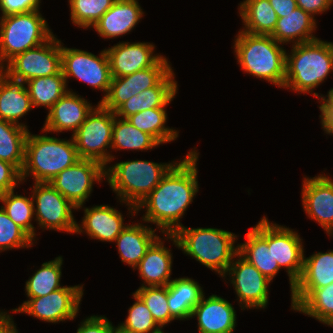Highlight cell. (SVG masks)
Wrapping results in <instances>:
<instances>
[{
	"label": "cell",
	"instance_id": "7dc6e473",
	"mask_svg": "<svg viewBox=\"0 0 333 333\" xmlns=\"http://www.w3.org/2000/svg\"><path fill=\"white\" fill-rule=\"evenodd\" d=\"M297 7L311 14L314 18L316 14H322L333 6V0H296Z\"/></svg>",
	"mask_w": 333,
	"mask_h": 333
},
{
	"label": "cell",
	"instance_id": "d4e9b609",
	"mask_svg": "<svg viewBox=\"0 0 333 333\" xmlns=\"http://www.w3.org/2000/svg\"><path fill=\"white\" fill-rule=\"evenodd\" d=\"M163 238L159 237L147 250L134 270L139 271L143 280L140 287L167 286L171 279L173 255L168 247L164 246ZM146 284V285H145Z\"/></svg>",
	"mask_w": 333,
	"mask_h": 333
},
{
	"label": "cell",
	"instance_id": "816d5d0a",
	"mask_svg": "<svg viewBox=\"0 0 333 333\" xmlns=\"http://www.w3.org/2000/svg\"><path fill=\"white\" fill-rule=\"evenodd\" d=\"M116 333H123V332H121L119 329L116 331Z\"/></svg>",
	"mask_w": 333,
	"mask_h": 333
},
{
	"label": "cell",
	"instance_id": "f907efd6",
	"mask_svg": "<svg viewBox=\"0 0 333 333\" xmlns=\"http://www.w3.org/2000/svg\"><path fill=\"white\" fill-rule=\"evenodd\" d=\"M6 314V312L0 310V319Z\"/></svg>",
	"mask_w": 333,
	"mask_h": 333
},
{
	"label": "cell",
	"instance_id": "d6986e66",
	"mask_svg": "<svg viewBox=\"0 0 333 333\" xmlns=\"http://www.w3.org/2000/svg\"><path fill=\"white\" fill-rule=\"evenodd\" d=\"M155 45L150 42H119L105 48L112 77H122L153 66L163 55L154 54Z\"/></svg>",
	"mask_w": 333,
	"mask_h": 333
},
{
	"label": "cell",
	"instance_id": "b9f144b4",
	"mask_svg": "<svg viewBox=\"0 0 333 333\" xmlns=\"http://www.w3.org/2000/svg\"><path fill=\"white\" fill-rule=\"evenodd\" d=\"M34 240L14 223L0 206V253L12 249L29 248Z\"/></svg>",
	"mask_w": 333,
	"mask_h": 333
},
{
	"label": "cell",
	"instance_id": "9a60e30c",
	"mask_svg": "<svg viewBox=\"0 0 333 333\" xmlns=\"http://www.w3.org/2000/svg\"><path fill=\"white\" fill-rule=\"evenodd\" d=\"M171 70L170 62L162 56L149 68L122 77H112L106 97L98 103L115 112L132 96L156 86Z\"/></svg>",
	"mask_w": 333,
	"mask_h": 333
},
{
	"label": "cell",
	"instance_id": "836d02e7",
	"mask_svg": "<svg viewBox=\"0 0 333 333\" xmlns=\"http://www.w3.org/2000/svg\"><path fill=\"white\" fill-rule=\"evenodd\" d=\"M28 133V129L0 119V160L13 164L20 172Z\"/></svg>",
	"mask_w": 333,
	"mask_h": 333
},
{
	"label": "cell",
	"instance_id": "4fadbf2b",
	"mask_svg": "<svg viewBox=\"0 0 333 333\" xmlns=\"http://www.w3.org/2000/svg\"><path fill=\"white\" fill-rule=\"evenodd\" d=\"M227 276L235 290L241 310L267 307L271 281L239 253L222 278Z\"/></svg>",
	"mask_w": 333,
	"mask_h": 333
},
{
	"label": "cell",
	"instance_id": "681fc988",
	"mask_svg": "<svg viewBox=\"0 0 333 333\" xmlns=\"http://www.w3.org/2000/svg\"><path fill=\"white\" fill-rule=\"evenodd\" d=\"M0 333H18L13 321V315L6 311V314L0 319Z\"/></svg>",
	"mask_w": 333,
	"mask_h": 333
},
{
	"label": "cell",
	"instance_id": "74e56055",
	"mask_svg": "<svg viewBox=\"0 0 333 333\" xmlns=\"http://www.w3.org/2000/svg\"><path fill=\"white\" fill-rule=\"evenodd\" d=\"M15 190L8 191L0 195L2 209L10 219L20 226L34 241L36 240V227L32 224L34 217V203L32 195L26 197L14 193Z\"/></svg>",
	"mask_w": 333,
	"mask_h": 333
},
{
	"label": "cell",
	"instance_id": "5b68a950",
	"mask_svg": "<svg viewBox=\"0 0 333 333\" xmlns=\"http://www.w3.org/2000/svg\"><path fill=\"white\" fill-rule=\"evenodd\" d=\"M177 161L155 163L148 160L122 161L105 167V177L120 203L128 206L131 216L138 204L160 183Z\"/></svg>",
	"mask_w": 333,
	"mask_h": 333
},
{
	"label": "cell",
	"instance_id": "7c38bea8",
	"mask_svg": "<svg viewBox=\"0 0 333 333\" xmlns=\"http://www.w3.org/2000/svg\"><path fill=\"white\" fill-rule=\"evenodd\" d=\"M83 292V285L63 286L46 296L29 298L11 311L25 313L54 324L66 320L73 321L79 313Z\"/></svg>",
	"mask_w": 333,
	"mask_h": 333
},
{
	"label": "cell",
	"instance_id": "c3c4849f",
	"mask_svg": "<svg viewBox=\"0 0 333 333\" xmlns=\"http://www.w3.org/2000/svg\"><path fill=\"white\" fill-rule=\"evenodd\" d=\"M278 18L284 17L297 7L296 0H269Z\"/></svg>",
	"mask_w": 333,
	"mask_h": 333
},
{
	"label": "cell",
	"instance_id": "6da1fadb",
	"mask_svg": "<svg viewBox=\"0 0 333 333\" xmlns=\"http://www.w3.org/2000/svg\"><path fill=\"white\" fill-rule=\"evenodd\" d=\"M198 159L199 152L194 148L170 168L136 207L137 213L146 211L141 221L155 224L162 234H174L183 226L180 220L199 191Z\"/></svg>",
	"mask_w": 333,
	"mask_h": 333
},
{
	"label": "cell",
	"instance_id": "83f0119b",
	"mask_svg": "<svg viewBox=\"0 0 333 333\" xmlns=\"http://www.w3.org/2000/svg\"><path fill=\"white\" fill-rule=\"evenodd\" d=\"M32 108L25 83L11 80L0 71V119L28 129L27 125L18 120Z\"/></svg>",
	"mask_w": 333,
	"mask_h": 333
},
{
	"label": "cell",
	"instance_id": "484cf974",
	"mask_svg": "<svg viewBox=\"0 0 333 333\" xmlns=\"http://www.w3.org/2000/svg\"><path fill=\"white\" fill-rule=\"evenodd\" d=\"M291 310L333 327V283L317 289H294Z\"/></svg>",
	"mask_w": 333,
	"mask_h": 333
},
{
	"label": "cell",
	"instance_id": "f546056e",
	"mask_svg": "<svg viewBox=\"0 0 333 333\" xmlns=\"http://www.w3.org/2000/svg\"><path fill=\"white\" fill-rule=\"evenodd\" d=\"M168 307L176 320H190L193 308L205 294L197 281L188 277L173 279L168 285Z\"/></svg>",
	"mask_w": 333,
	"mask_h": 333
},
{
	"label": "cell",
	"instance_id": "7bdbcfd3",
	"mask_svg": "<svg viewBox=\"0 0 333 333\" xmlns=\"http://www.w3.org/2000/svg\"><path fill=\"white\" fill-rule=\"evenodd\" d=\"M80 322L76 333H116L117 327L108 320L104 315H92Z\"/></svg>",
	"mask_w": 333,
	"mask_h": 333
},
{
	"label": "cell",
	"instance_id": "52a82bcc",
	"mask_svg": "<svg viewBox=\"0 0 333 333\" xmlns=\"http://www.w3.org/2000/svg\"><path fill=\"white\" fill-rule=\"evenodd\" d=\"M40 10L0 17V69L15 55L53 36Z\"/></svg>",
	"mask_w": 333,
	"mask_h": 333
},
{
	"label": "cell",
	"instance_id": "1f68e13d",
	"mask_svg": "<svg viewBox=\"0 0 333 333\" xmlns=\"http://www.w3.org/2000/svg\"><path fill=\"white\" fill-rule=\"evenodd\" d=\"M333 283V250L305 257L303 271L294 289H317Z\"/></svg>",
	"mask_w": 333,
	"mask_h": 333
},
{
	"label": "cell",
	"instance_id": "8d00e7d4",
	"mask_svg": "<svg viewBox=\"0 0 333 333\" xmlns=\"http://www.w3.org/2000/svg\"><path fill=\"white\" fill-rule=\"evenodd\" d=\"M62 256L45 262L41 268L25 282V293L28 298H37L50 294L63 286L60 284L62 277Z\"/></svg>",
	"mask_w": 333,
	"mask_h": 333
},
{
	"label": "cell",
	"instance_id": "cb8c5ba5",
	"mask_svg": "<svg viewBox=\"0 0 333 333\" xmlns=\"http://www.w3.org/2000/svg\"><path fill=\"white\" fill-rule=\"evenodd\" d=\"M177 90L178 84L172 69L156 86L129 98L114 112L115 116L126 119L147 109L166 107L175 98Z\"/></svg>",
	"mask_w": 333,
	"mask_h": 333
},
{
	"label": "cell",
	"instance_id": "ee69618b",
	"mask_svg": "<svg viewBox=\"0 0 333 333\" xmlns=\"http://www.w3.org/2000/svg\"><path fill=\"white\" fill-rule=\"evenodd\" d=\"M20 183L21 172L13 164L0 160V195L14 190Z\"/></svg>",
	"mask_w": 333,
	"mask_h": 333
},
{
	"label": "cell",
	"instance_id": "7402d4cb",
	"mask_svg": "<svg viewBox=\"0 0 333 333\" xmlns=\"http://www.w3.org/2000/svg\"><path fill=\"white\" fill-rule=\"evenodd\" d=\"M82 224H76L75 233H85L91 239L114 242L128 224H124L123 214L110 205L84 207Z\"/></svg>",
	"mask_w": 333,
	"mask_h": 333
},
{
	"label": "cell",
	"instance_id": "5bb4252c",
	"mask_svg": "<svg viewBox=\"0 0 333 333\" xmlns=\"http://www.w3.org/2000/svg\"><path fill=\"white\" fill-rule=\"evenodd\" d=\"M105 178V167L101 163L80 159L60 172L49 183L78 210L88 201L95 182L101 183Z\"/></svg>",
	"mask_w": 333,
	"mask_h": 333
},
{
	"label": "cell",
	"instance_id": "ba28073f",
	"mask_svg": "<svg viewBox=\"0 0 333 333\" xmlns=\"http://www.w3.org/2000/svg\"><path fill=\"white\" fill-rule=\"evenodd\" d=\"M113 125L114 112L98 103L78 130L72 134L80 159L94 160L104 167L113 162L115 155L113 156L110 153L112 151H109L112 144Z\"/></svg>",
	"mask_w": 333,
	"mask_h": 333
},
{
	"label": "cell",
	"instance_id": "d6a6232c",
	"mask_svg": "<svg viewBox=\"0 0 333 333\" xmlns=\"http://www.w3.org/2000/svg\"><path fill=\"white\" fill-rule=\"evenodd\" d=\"M32 107H44L49 110L70 89L61 71L51 76L37 77L25 82Z\"/></svg>",
	"mask_w": 333,
	"mask_h": 333
},
{
	"label": "cell",
	"instance_id": "603a6c76",
	"mask_svg": "<svg viewBox=\"0 0 333 333\" xmlns=\"http://www.w3.org/2000/svg\"><path fill=\"white\" fill-rule=\"evenodd\" d=\"M138 0H116L92 28L104 39L129 34L143 18Z\"/></svg>",
	"mask_w": 333,
	"mask_h": 333
},
{
	"label": "cell",
	"instance_id": "4316f807",
	"mask_svg": "<svg viewBox=\"0 0 333 333\" xmlns=\"http://www.w3.org/2000/svg\"><path fill=\"white\" fill-rule=\"evenodd\" d=\"M155 231L157 229L142 223L128 224L114 241L121 261L134 270L150 246L160 237Z\"/></svg>",
	"mask_w": 333,
	"mask_h": 333
},
{
	"label": "cell",
	"instance_id": "ac0fdd59",
	"mask_svg": "<svg viewBox=\"0 0 333 333\" xmlns=\"http://www.w3.org/2000/svg\"><path fill=\"white\" fill-rule=\"evenodd\" d=\"M289 227L272 223V255L279 268L286 269L290 291L301 277L304 262V245L298 232Z\"/></svg>",
	"mask_w": 333,
	"mask_h": 333
},
{
	"label": "cell",
	"instance_id": "ab89813d",
	"mask_svg": "<svg viewBox=\"0 0 333 333\" xmlns=\"http://www.w3.org/2000/svg\"><path fill=\"white\" fill-rule=\"evenodd\" d=\"M116 0H68L72 24L92 28Z\"/></svg>",
	"mask_w": 333,
	"mask_h": 333
},
{
	"label": "cell",
	"instance_id": "2e32d148",
	"mask_svg": "<svg viewBox=\"0 0 333 333\" xmlns=\"http://www.w3.org/2000/svg\"><path fill=\"white\" fill-rule=\"evenodd\" d=\"M327 175L304 177L302 206L306 215L318 222L328 236L333 237V180Z\"/></svg>",
	"mask_w": 333,
	"mask_h": 333
},
{
	"label": "cell",
	"instance_id": "277c9868",
	"mask_svg": "<svg viewBox=\"0 0 333 333\" xmlns=\"http://www.w3.org/2000/svg\"><path fill=\"white\" fill-rule=\"evenodd\" d=\"M234 53L242 71L284 88L286 50L271 35H254L238 31Z\"/></svg>",
	"mask_w": 333,
	"mask_h": 333
},
{
	"label": "cell",
	"instance_id": "e575fe53",
	"mask_svg": "<svg viewBox=\"0 0 333 333\" xmlns=\"http://www.w3.org/2000/svg\"><path fill=\"white\" fill-rule=\"evenodd\" d=\"M161 144L150 134L140 131L127 119L119 118L114 113L111 149L147 151Z\"/></svg>",
	"mask_w": 333,
	"mask_h": 333
},
{
	"label": "cell",
	"instance_id": "8fae6325",
	"mask_svg": "<svg viewBox=\"0 0 333 333\" xmlns=\"http://www.w3.org/2000/svg\"><path fill=\"white\" fill-rule=\"evenodd\" d=\"M31 195L34 203L35 221L42 230L74 233L77 221L73 210L77 208L49 182L34 183Z\"/></svg>",
	"mask_w": 333,
	"mask_h": 333
},
{
	"label": "cell",
	"instance_id": "f35d334b",
	"mask_svg": "<svg viewBox=\"0 0 333 333\" xmlns=\"http://www.w3.org/2000/svg\"><path fill=\"white\" fill-rule=\"evenodd\" d=\"M132 296L135 302L128 309L126 320L118 324V329L123 333H163L143 300L136 293Z\"/></svg>",
	"mask_w": 333,
	"mask_h": 333
},
{
	"label": "cell",
	"instance_id": "f6af8a7d",
	"mask_svg": "<svg viewBox=\"0 0 333 333\" xmlns=\"http://www.w3.org/2000/svg\"><path fill=\"white\" fill-rule=\"evenodd\" d=\"M40 1L41 0H0L1 17L39 10Z\"/></svg>",
	"mask_w": 333,
	"mask_h": 333
},
{
	"label": "cell",
	"instance_id": "4dcf8cb0",
	"mask_svg": "<svg viewBox=\"0 0 333 333\" xmlns=\"http://www.w3.org/2000/svg\"><path fill=\"white\" fill-rule=\"evenodd\" d=\"M242 31L254 35H271L278 16L269 0H243L238 6Z\"/></svg>",
	"mask_w": 333,
	"mask_h": 333
},
{
	"label": "cell",
	"instance_id": "f1b7e54d",
	"mask_svg": "<svg viewBox=\"0 0 333 333\" xmlns=\"http://www.w3.org/2000/svg\"><path fill=\"white\" fill-rule=\"evenodd\" d=\"M316 28V19L300 7H296L294 11L278 18L271 36L282 45H297L318 39L313 34Z\"/></svg>",
	"mask_w": 333,
	"mask_h": 333
},
{
	"label": "cell",
	"instance_id": "3957f363",
	"mask_svg": "<svg viewBox=\"0 0 333 333\" xmlns=\"http://www.w3.org/2000/svg\"><path fill=\"white\" fill-rule=\"evenodd\" d=\"M291 52H286V75L284 88L294 93L312 94L333 72V42L320 38L313 41L292 45Z\"/></svg>",
	"mask_w": 333,
	"mask_h": 333
},
{
	"label": "cell",
	"instance_id": "60d3db41",
	"mask_svg": "<svg viewBox=\"0 0 333 333\" xmlns=\"http://www.w3.org/2000/svg\"><path fill=\"white\" fill-rule=\"evenodd\" d=\"M136 293L150 310L153 319L163 329L166 325L176 320L170 313L168 307L167 286H145L139 287Z\"/></svg>",
	"mask_w": 333,
	"mask_h": 333
},
{
	"label": "cell",
	"instance_id": "8992f818",
	"mask_svg": "<svg viewBox=\"0 0 333 333\" xmlns=\"http://www.w3.org/2000/svg\"><path fill=\"white\" fill-rule=\"evenodd\" d=\"M28 133L21 180L31 176L34 183L50 182L64 169L74 165L80 157L73 137L69 140Z\"/></svg>",
	"mask_w": 333,
	"mask_h": 333
},
{
	"label": "cell",
	"instance_id": "9c48e42d",
	"mask_svg": "<svg viewBox=\"0 0 333 333\" xmlns=\"http://www.w3.org/2000/svg\"><path fill=\"white\" fill-rule=\"evenodd\" d=\"M53 35L42 45L15 55L1 69L9 79L25 83L28 80L59 74L61 70V40Z\"/></svg>",
	"mask_w": 333,
	"mask_h": 333
},
{
	"label": "cell",
	"instance_id": "e0dca14e",
	"mask_svg": "<svg viewBox=\"0 0 333 333\" xmlns=\"http://www.w3.org/2000/svg\"><path fill=\"white\" fill-rule=\"evenodd\" d=\"M245 238L244 243L238 244V253L273 282L280 268L272 255V222L263 216Z\"/></svg>",
	"mask_w": 333,
	"mask_h": 333
},
{
	"label": "cell",
	"instance_id": "ffe728a7",
	"mask_svg": "<svg viewBox=\"0 0 333 333\" xmlns=\"http://www.w3.org/2000/svg\"><path fill=\"white\" fill-rule=\"evenodd\" d=\"M94 107L71 89L48 110L42 130L47 133L73 131L74 134Z\"/></svg>",
	"mask_w": 333,
	"mask_h": 333
},
{
	"label": "cell",
	"instance_id": "44dd1931",
	"mask_svg": "<svg viewBox=\"0 0 333 333\" xmlns=\"http://www.w3.org/2000/svg\"><path fill=\"white\" fill-rule=\"evenodd\" d=\"M203 295L193 308L190 319L197 318L199 333H233L236 327V311L233 305L219 295L208 298Z\"/></svg>",
	"mask_w": 333,
	"mask_h": 333
},
{
	"label": "cell",
	"instance_id": "d590c367",
	"mask_svg": "<svg viewBox=\"0 0 333 333\" xmlns=\"http://www.w3.org/2000/svg\"><path fill=\"white\" fill-rule=\"evenodd\" d=\"M166 112L165 107L147 109L126 119L140 131L150 134L160 144H164L176 140L179 135V130L165 126L168 118Z\"/></svg>",
	"mask_w": 333,
	"mask_h": 333
},
{
	"label": "cell",
	"instance_id": "30bf717a",
	"mask_svg": "<svg viewBox=\"0 0 333 333\" xmlns=\"http://www.w3.org/2000/svg\"><path fill=\"white\" fill-rule=\"evenodd\" d=\"M61 70L68 83V78L83 81L90 87L103 91L106 97L112 80L109 58L106 50L99 56L81 49L67 48L61 42Z\"/></svg>",
	"mask_w": 333,
	"mask_h": 333
},
{
	"label": "cell",
	"instance_id": "bcb514c9",
	"mask_svg": "<svg viewBox=\"0 0 333 333\" xmlns=\"http://www.w3.org/2000/svg\"><path fill=\"white\" fill-rule=\"evenodd\" d=\"M320 106L321 111V125L324 133L333 135V88H331L327 95L320 94Z\"/></svg>",
	"mask_w": 333,
	"mask_h": 333
},
{
	"label": "cell",
	"instance_id": "7a4b0ae2",
	"mask_svg": "<svg viewBox=\"0 0 333 333\" xmlns=\"http://www.w3.org/2000/svg\"><path fill=\"white\" fill-rule=\"evenodd\" d=\"M163 237L220 277L227 272L239 250L238 244L235 246L238 236L223 229L183 225L174 234H163Z\"/></svg>",
	"mask_w": 333,
	"mask_h": 333
}]
</instances>
